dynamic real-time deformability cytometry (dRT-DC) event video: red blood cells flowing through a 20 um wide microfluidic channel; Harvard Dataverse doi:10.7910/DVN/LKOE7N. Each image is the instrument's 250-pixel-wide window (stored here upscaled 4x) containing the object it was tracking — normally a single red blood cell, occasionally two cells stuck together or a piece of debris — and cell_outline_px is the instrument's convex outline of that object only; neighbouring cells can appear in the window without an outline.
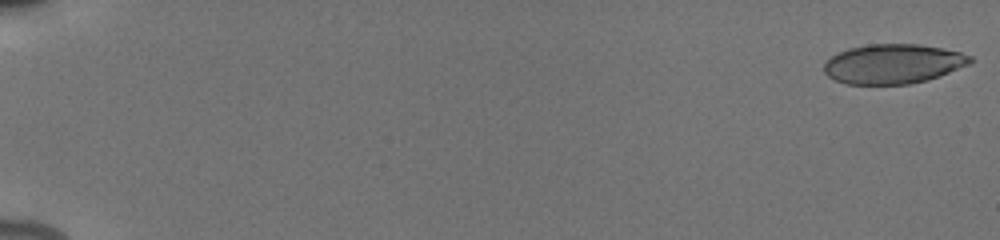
{"species": "human", "species_latin": "Homo sapiens", "temperature_condition": "cold", "stored_images_in_passage": 12, "camera_frame_rate_fps": 3000, "um_per_image_px": 0.085, "donor": {"sex": "male"}, "frame": {"image": 1, "passage_image": 1, "time_ms": 0.0, "image_size_px": [1000, 240], "cell_outline_px": [[972, 60], [968, 64], [940, 76], [928, 80], [908, 84], [844, 84], [828, 76], [824, 72], [824, 64], [832, 56], [848, 48], [868, 44], [920, 44], [960, 52], [972, 56]], "centroid_in_image_um": [75.9, 5.43], "position_along_channel_um": 9.1, "area_um2": 33.58}}
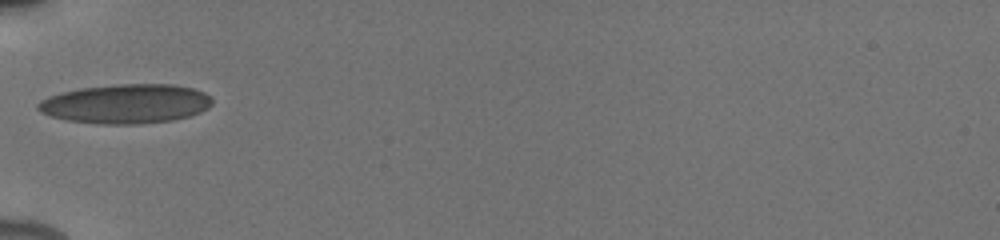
{"frame": {"image": 2, "passage_image": 10, "time_ms": 6.667, "image_size_px": [1000, 240], "cell_outline_px": [[212, 104], [208, 108], [200, 112], [188, 116], [172, 120], [140, 124], [96, 124], [68, 120], [52, 116], [40, 112], [36, 108], [36, 104], [40, 100], [48, 96], [80, 88], [120, 84], [172, 84], [192, 88], [204, 92], [212, 96]], "centroid_in_image_um": [10.7, 8.82], "position_along_channel_um": 74.3, "area_um2": 40.0}}
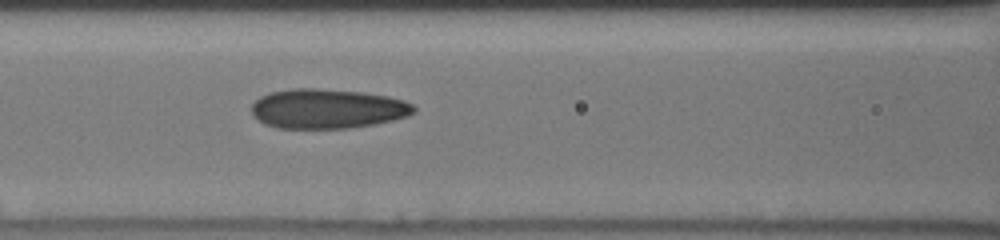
{"frame": {"image": 3, "passage_image": 12, "time_ms": 8.333, "image_size_px": [1000, 240], "cell_outline_px": [[416, 112], [408, 116], [392, 120], [372, 124], [348, 128], [276, 128], [264, 124], [252, 116], [252, 104], [260, 96], [272, 92], [292, 88], [316, 88], [360, 92], [388, 96], [404, 100], [412, 104], [416, 108]], "centroid_in_image_um": [27.81, 9.24], "position_along_channel_um": 138.8, "area_um2": 37.51}}